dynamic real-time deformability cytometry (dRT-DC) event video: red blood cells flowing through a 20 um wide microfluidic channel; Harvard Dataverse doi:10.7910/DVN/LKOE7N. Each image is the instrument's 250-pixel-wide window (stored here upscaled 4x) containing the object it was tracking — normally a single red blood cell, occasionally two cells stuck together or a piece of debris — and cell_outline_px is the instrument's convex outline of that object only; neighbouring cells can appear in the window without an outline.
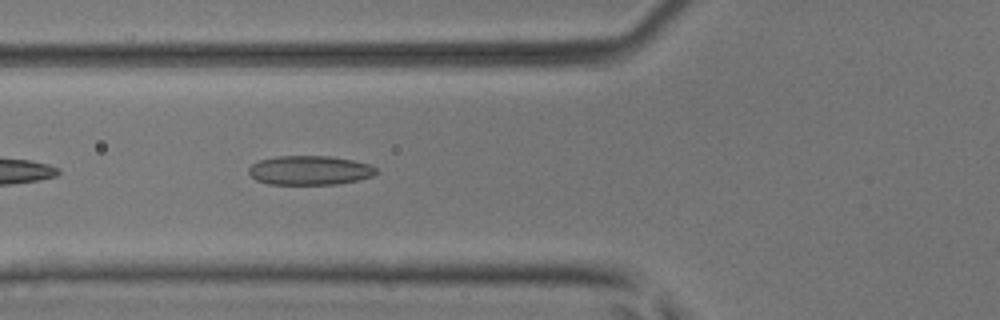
{"species": "common noctule bat (a hibernating species)", "species_latin": "Nyctalus noctula", "temperature_condition": "room temperature", "stored_images_in_passage": 5, "camera_frame_rate_fps": 3000, "um_per_image_px": 0.085, "animal": {"sex": "male", "body_mass_g": 17.9, "forearm_length_mm": 54.2}, "frame": {"image": 1, "passage_image": 5, "time_ms": 1.333, "image_size_px": [1000, 320], "cell_outline_px": [[380, 172], [372, 176], [360, 180], [336, 184], [268, 184], [256, 180], [248, 172], [248, 168], [252, 164], [260, 160], [280, 156], [328, 156], [352, 160], [368, 164], [376, 168]], "centroid_in_image_um": [26.34, 14.48], "position_along_channel_um": 99.5, "area_um2": 21.68}}